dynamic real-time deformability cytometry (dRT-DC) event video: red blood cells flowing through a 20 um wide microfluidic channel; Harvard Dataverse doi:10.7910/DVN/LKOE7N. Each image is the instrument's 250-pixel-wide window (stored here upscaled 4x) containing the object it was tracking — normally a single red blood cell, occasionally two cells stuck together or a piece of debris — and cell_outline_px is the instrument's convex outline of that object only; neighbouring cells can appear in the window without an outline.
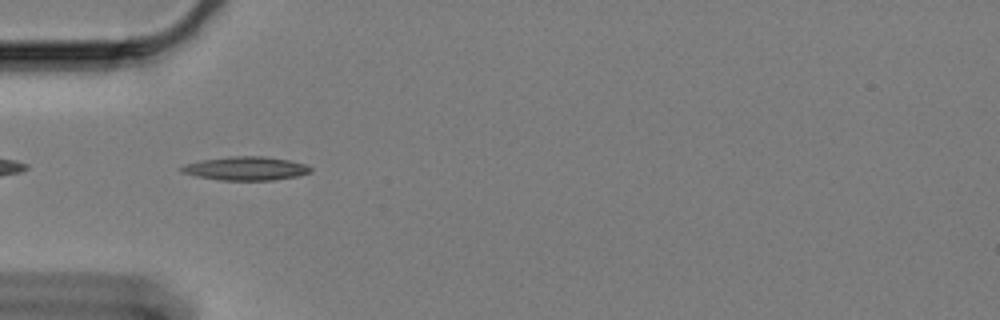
{"species": "Egyptian fruit bat (a non-hibernating species)", "species_latin": "Rousettus aegyptiacus", "temperature_condition": "cold", "stored_images_in_passage": 37, "camera_frame_rate_fps": 3000, "um_per_image_px": 0.085, "animal": {"sex": "female"}, "frame": {"image": 1, "passage_image": 2, "time_ms": 0.333, "image_size_px": [1000, 320], "cell_outline_px": [[312, 172], [296, 176], [272, 180], [220, 180], [196, 176], [180, 172], [180, 168], [184, 164], [204, 160], [232, 156], [264, 156], [288, 160], [304, 164], [312, 168]], "centroid_in_image_um": [20.88, 14.32], "position_along_channel_um": 64.1, "area_um2": 17.63}}
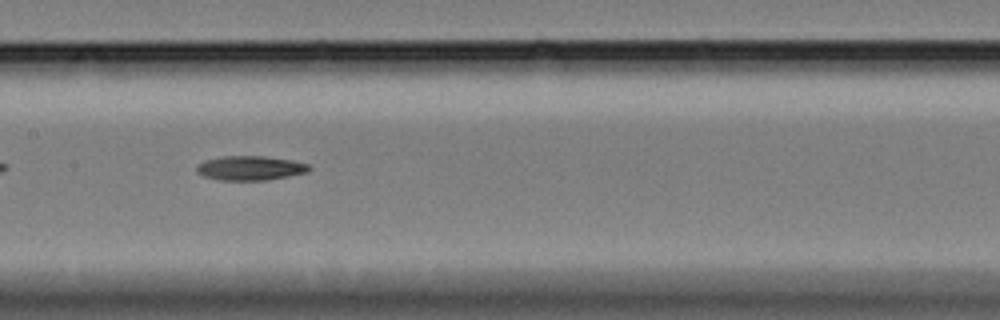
{"frame": {"image": 2, "passage_image": 13, "time_ms": 4.0, "image_size_px": [1000, 320], "cell_outline_px": [[312, 168], [308, 172], [288, 176], [264, 180], [220, 180], [204, 176], [196, 172], [196, 168], [200, 164], [208, 160], [220, 156], [264, 156], [292, 160], [308, 164]], "centroid_in_image_um": [21.3, 14.28], "position_along_channel_um": 186.1, "area_um2": 15.84}}
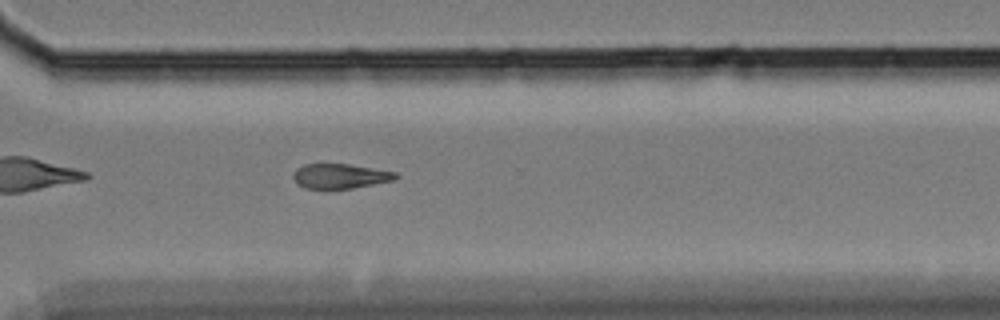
{"frame": {"image": 3, "passage_image": 27, "time_ms": 8.667, "image_size_px": [1000, 320], "cell_outline_px": [[400, 176], [396, 180], [352, 188], [304, 188], [296, 184], [292, 176], [296, 168], [304, 164], [348, 164], [396, 172]], "centroid_in_image_um": [28.91, 14.97], "position_along_channel_um": 341.7, "area_um2": 14.8}}